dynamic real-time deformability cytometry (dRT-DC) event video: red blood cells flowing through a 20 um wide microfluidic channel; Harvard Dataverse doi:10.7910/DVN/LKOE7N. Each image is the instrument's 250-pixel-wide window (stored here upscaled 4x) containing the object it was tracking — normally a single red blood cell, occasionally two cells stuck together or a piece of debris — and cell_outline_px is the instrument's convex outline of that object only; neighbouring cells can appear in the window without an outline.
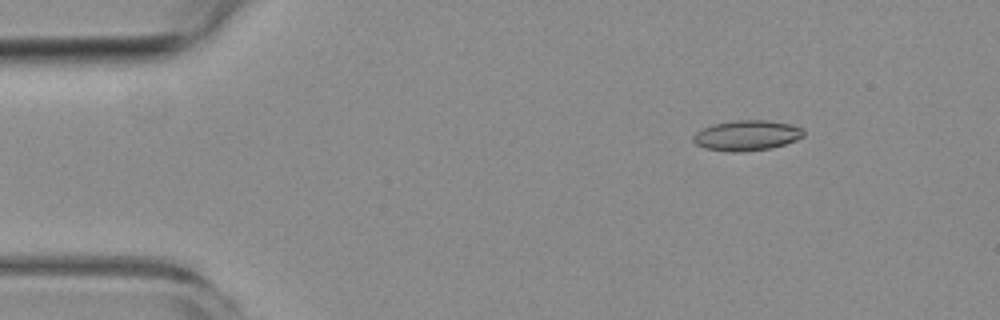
{"species": "common noctule bat (a hibernating species)", "species_latin": "Nyctalus noctula", "temperature_condition": "room temperature", "stored_images_in_passage": 4, "camera_frame_rate_fps": 3000, "um_per_image_px": 0.085, "animal": {"sex": "female", "body_mass_g": 19.3, "forearm_length_mm": 54.1}, "frame": {"image": 1, "passage_image": 2, "time_ms": 1.0, "image_size_px": [1000, 320], "cell_outline_px": [[804, 136], [796, 140], [772, 148], [744, 152], [728, 152], [704, 148], [696, 144], [692, 140], [692, 136], [696, 132], [704, 128], [716, 124], [736, 120], [764, 120], [788, 124], [804, 128]], "centroid_in_image_um": [63.48, 11.53], "position_along_channel_um": 21.5, "area_um2": 19.48}}